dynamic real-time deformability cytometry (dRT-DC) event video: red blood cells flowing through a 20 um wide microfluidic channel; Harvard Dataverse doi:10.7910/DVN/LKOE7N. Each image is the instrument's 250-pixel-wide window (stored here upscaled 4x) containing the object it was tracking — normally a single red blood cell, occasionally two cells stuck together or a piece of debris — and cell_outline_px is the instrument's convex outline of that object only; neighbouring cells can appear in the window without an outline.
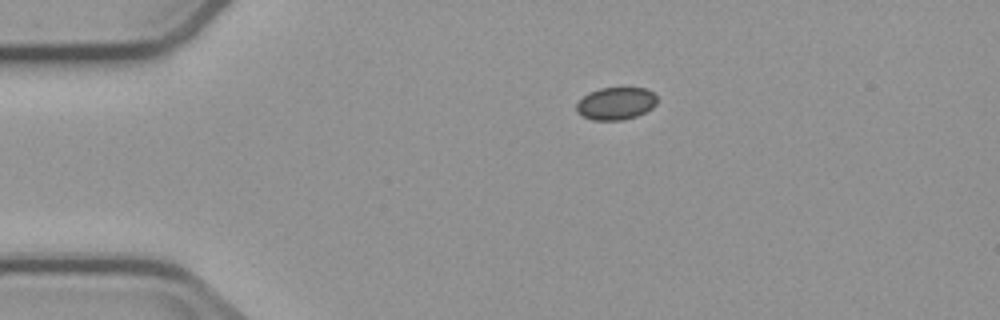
{"species": "common noctule bat (a hibernating species)", "species_latin": "Nyctalus noctula", "temperature_condition": "cold", "stored_images_in_passage": 4, "camera_frame_rate_fps": 3000, "um_per_image_px": 0.085, "animal": {"sex": "male", "body_mass_g": 23.1, "forearm_length_mm": 52.7}, "frame": {"image": 1, "passage_image": 1, "time_ms": 0.0, "image_size_px": [1000, 320], "cell_outline_px": [[656, 104], [652, 108], [636, 116], [624, 120], [592, 120], [580, 116], [576, 112], [576, 104], [588, 92], [600, 88], [644, 88], [652, 92], [656, 96]], "centroid_in_image_um": [52.31, 8.81], "position_along_channel_um": 32.7, "area_um2": 15.32}}
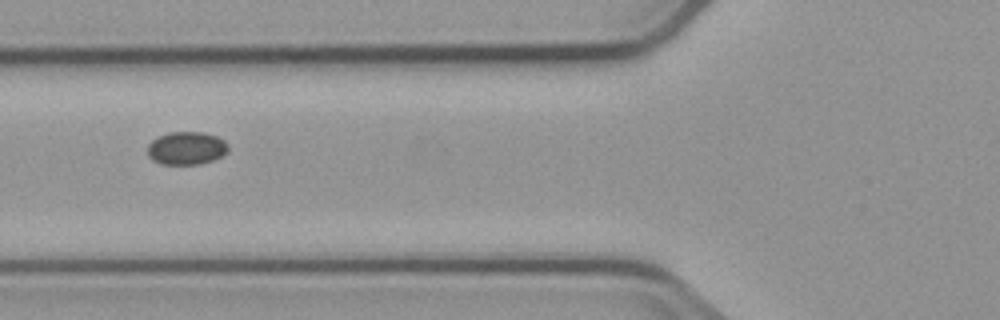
{"frame": {"image": 2, "passage_image": 4, "time_ms": 3.333, "image_size_px": [1000, 320], "cell_outline_px": [[228, 152], [224, 156], [200, 164], [160, 164], [152, 160], [148, 156], [148, 144], [152, 140], [168, 132], [204, 132], [216, 136], [224, 140], [228, 144]], "centroid_in_image_um": [15.86, 12.6], "position_along_channel_um": 109.9, "area_um2": 15.66}}